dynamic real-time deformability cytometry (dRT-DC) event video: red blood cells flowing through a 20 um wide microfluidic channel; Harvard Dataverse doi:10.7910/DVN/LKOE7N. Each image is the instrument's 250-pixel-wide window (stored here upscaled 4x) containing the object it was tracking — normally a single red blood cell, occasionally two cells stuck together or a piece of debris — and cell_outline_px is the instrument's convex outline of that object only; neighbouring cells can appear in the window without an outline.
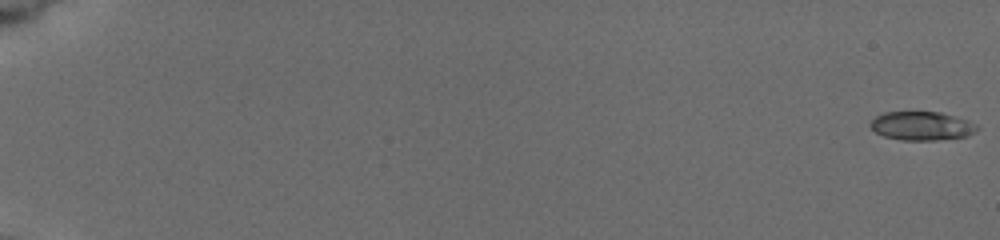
{"species": "common noctule bat (a hibernating species)", "species_latin": "Nyctalus noctula", "temperature_condition": "cold", "stored_images_in_passage": 11, "camera_frame_rate_fps": 3000, "um_per_image_px": 0.085, "animal": {"sex": "female", "body_mass_g": 19.5, "forearm_length_mm": 54.1}, "frame": {"image": 1, "passage_image": 1, "time_ms": 0.0, "image_size_px": [1000, 240], "cell_outline_px": [[980, 128], [976, 132], [968, 136], [936, 140], [900, 140], [884, 136], [876, 132], [868, 124], [876, 116], [884, 112], [940, 112], [968, 120], [976, 124]], "centroid_in_image_um": [78.37, 10.7], "position_along_channel_um": 6.6, "area_um2": 17.92}}
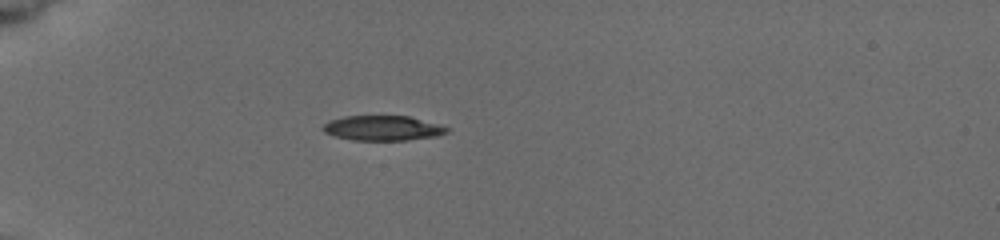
{"frame": {"image": 2, "passage_image": 7, "time_ms": 6.0, "image_size_px": [1000, 240], "cell_outline_px": [[448, 132], [436, 136], [408, 140], [352, 140], [336, 136], [324, 132], [320, 128], [328, 120], [344, 116], [408, 116], [440, 124], [448, 128]], "centroid_in_image_um": [32.51, 10.88], "position_along_channel_um": 52.5, "area_um2": 18.03}}
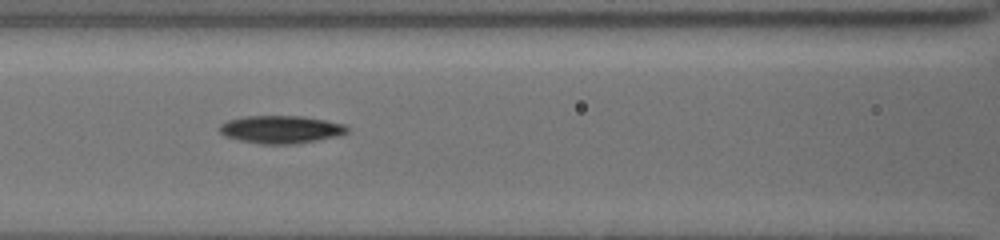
{"frame": {"image": 3, "passage_image": 10, "time_ms": 9.0, "image_size_px": [1000, 240], "cell_outline_px": [[348, 132], [340, 136], [292, 144], [260, 144], [240, 140], [224, 136], [220, 132], [220, 124], [228, 120], [244, 116], [304, 116], [344, 124], [348, 128]], "centroid_in_image_um": [23.88, 11.0], "position_along_channel_um": 142.7, "area_um2": 20.63}}